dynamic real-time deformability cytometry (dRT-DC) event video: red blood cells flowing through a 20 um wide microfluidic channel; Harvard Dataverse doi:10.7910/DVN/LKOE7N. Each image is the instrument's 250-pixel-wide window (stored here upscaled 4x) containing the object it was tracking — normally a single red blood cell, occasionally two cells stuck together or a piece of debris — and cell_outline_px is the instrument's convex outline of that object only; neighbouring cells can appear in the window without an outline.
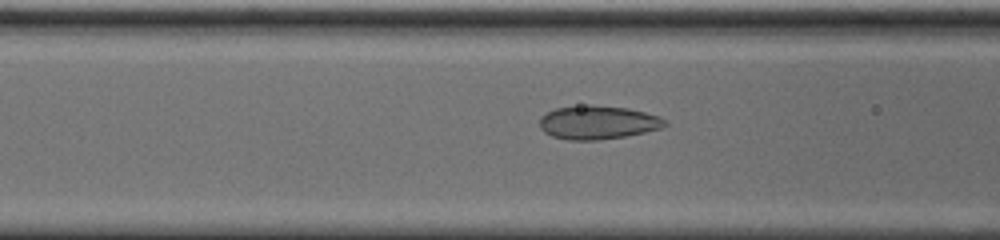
{"species": "common noctule bat (a hibernating species)", "species_latin": "Nyctalus noctula", "temperature_condition": "cold", "stored_images_in_passage": 16, "camera_frame_rate_fps": 3000, "um_per_image_px": 0.085, "animal": {"sex": "male", "body_mass_g": 20.0, "forearm_length_mm": 53.3}, "frame": {"image": 1, "passage_image": 14, "time_ms": 4.333, "image_size_px": [1000, 240], "cell_outline_px": [[668, 124], [660, 128], [644, 132], [624, 136], [596, 140], [572, 140], [552, 136], [544, 132], [540, 128], [540, 120], [548, 112], [556, 108], [592, 104], [628, 108], [660, 116]], "centroid_in_image_um": [50.82, 10.4], "position_along_channel_um": 115.8, "area_um2": 24.28}}